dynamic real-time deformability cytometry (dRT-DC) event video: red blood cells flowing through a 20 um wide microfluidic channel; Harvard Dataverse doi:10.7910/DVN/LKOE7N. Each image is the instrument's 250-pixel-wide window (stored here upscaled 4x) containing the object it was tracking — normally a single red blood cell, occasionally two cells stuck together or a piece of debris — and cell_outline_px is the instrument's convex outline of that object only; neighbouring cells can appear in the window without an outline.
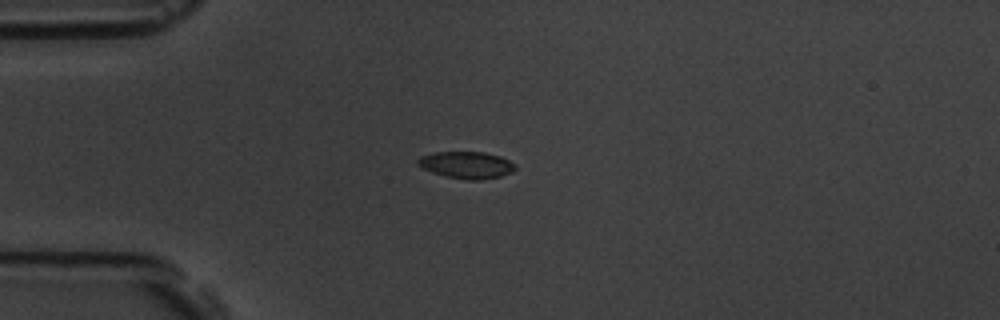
{"species": "common noctule bat (a hibernating species)", "species_latin": "Nyctalus noctula", "temperature_condition": "room temperature", "stored_images_in_passage": 6, "camera_frame_rate_fps": 3000, "um_per_image_px": 0.085, "animal": {"sex": "male", "body_mass_g": 19.5, "forearm_length_mm": 54.6}, "frame": {"image": 1, "passage_image": 4, "time_ms": 1.0, "image_size_px": [1000, 320], "cell_outline_px": [[516, 168], [512, 172], [500, 176], [480, 180], [468, 180], [448, 176], [432, 172], [416, 164], [416, 160], [420, 156], [436, 152], [484, 152], [500, 156], [516, 164]], "centroid_in_image_um": [39.66, 14.01], "position_along_channel_um": 45.3, "area_um2": 15.2}}
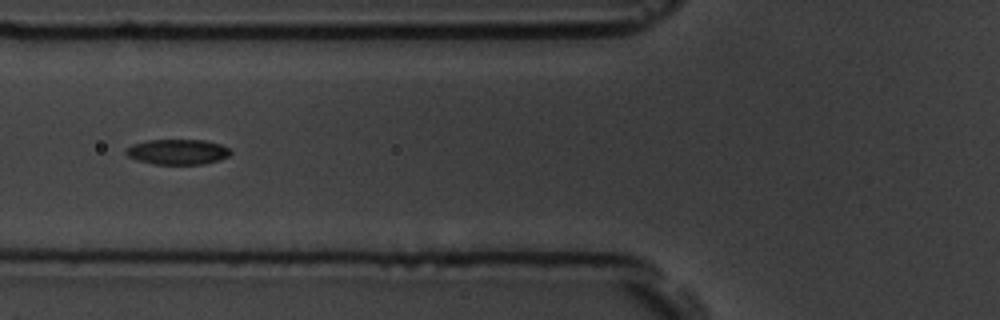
{"frame": {"image": 2, "passage_image": 6, "time_ms": 1.667, "image_size_px": [1000, 320], "cell_outline_px": [[232, 152], [228, 156], [220, 160], [204, 164], [156, 164], [136, 160], [128, 156], [124, 152], [124, 148], [132, 144], [148, 140], [204, 140], [220, 144], [228, 148]], "centroid_in_image_um": [15.07, 12.91], "position_along_channel_um": 110.7, "area_um2": 15.49}}